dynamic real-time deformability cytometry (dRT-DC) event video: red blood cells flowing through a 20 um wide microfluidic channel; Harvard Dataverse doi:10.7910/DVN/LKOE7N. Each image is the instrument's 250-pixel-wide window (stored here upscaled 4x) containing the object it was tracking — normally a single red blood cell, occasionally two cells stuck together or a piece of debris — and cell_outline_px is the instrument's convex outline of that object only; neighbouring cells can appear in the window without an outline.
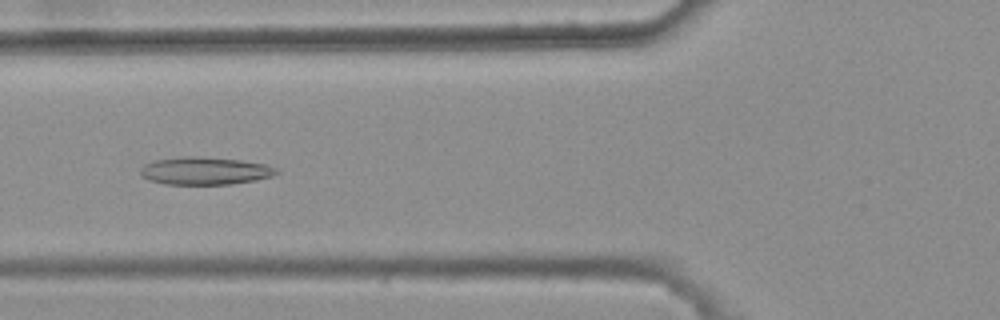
{"species": "common noctule bat (a hibernating species)", "species_latin": "Nyctalus noctula", "temperature_condition": "warm", "stored_images_in_passage": 8, "camera_frame_rate_fps": 3000, "um_per_image_px": 0.085, "animal": {"sex": "female", "body_mass_g": 25.1}, "frame": {"image": 1, "passage_image": 6, "time_ms": 1.667, "image_size_px": [1000, 320], "cell_outline_px": [[280, 172], [272, 176], [256, 180], [232, 184], [164, 184], [148, 180], [140, 176], [140, 168], [144, 164], [156, 160], [180, 156], [192, 156], [240, 160], [264, 164], [276, 168]], "centroid_in_image_um": [17.38, 14.53], "position_along_channel_um": 108.4, "area_um2": 21.96}}
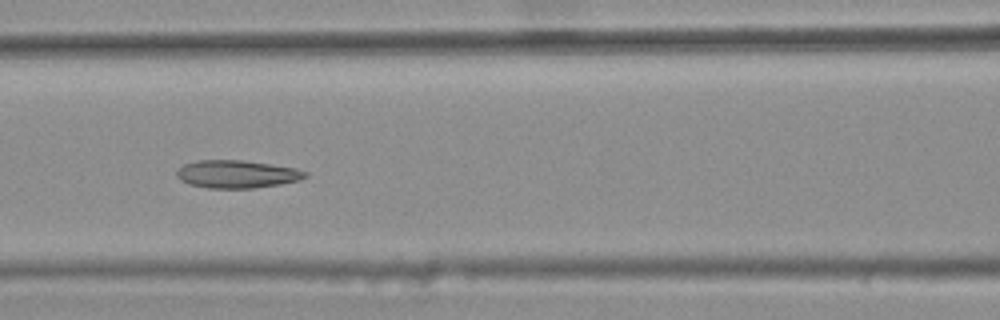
{"frame": {"image": 2, "passage_image": 7, "time_ms": 2.0, "image_size_px": [1000, 320], "cell_outline_px": [[308, 176], [300, 180], [280, 184], [252, 188], [208, 188], [188, 184], [180, 180], [176, 176], [176, 172], [184, 164], [196, 160], [240, 160], [296, 168], [308, 172]], "centroid_in_image_um": [20.13, 14.8], "position_along_channel_um": 146.5, "area_um2": 20.81}}
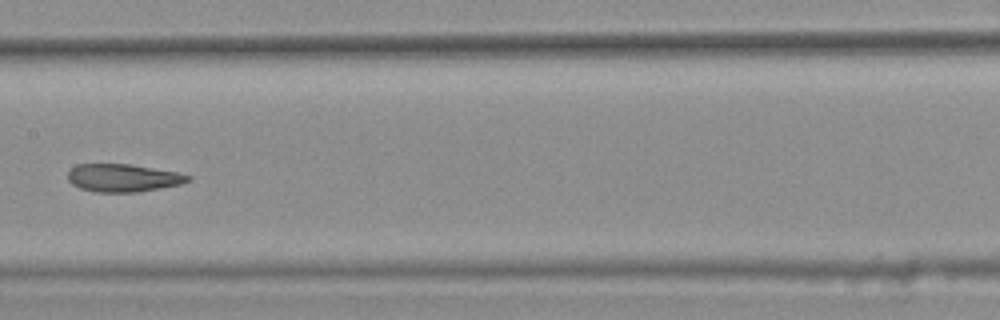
{"frame": {"image": 3, "passage_image": 8, "time_ms": 2.333, "image_size_px": [1000, 320], "cell_outline_px": [[192, 180], [180, 184], [160, 188], [136, 192], [96, 192], [80, 188], [72, 184], [68, 180], [68, 172], [76, 164], [128, 164], [176, 172], [192, 176]], "centroid_in_image_um": [10.45, 15.12], "position_along_channel_um": 196.9, "area_um2": 19.36}}